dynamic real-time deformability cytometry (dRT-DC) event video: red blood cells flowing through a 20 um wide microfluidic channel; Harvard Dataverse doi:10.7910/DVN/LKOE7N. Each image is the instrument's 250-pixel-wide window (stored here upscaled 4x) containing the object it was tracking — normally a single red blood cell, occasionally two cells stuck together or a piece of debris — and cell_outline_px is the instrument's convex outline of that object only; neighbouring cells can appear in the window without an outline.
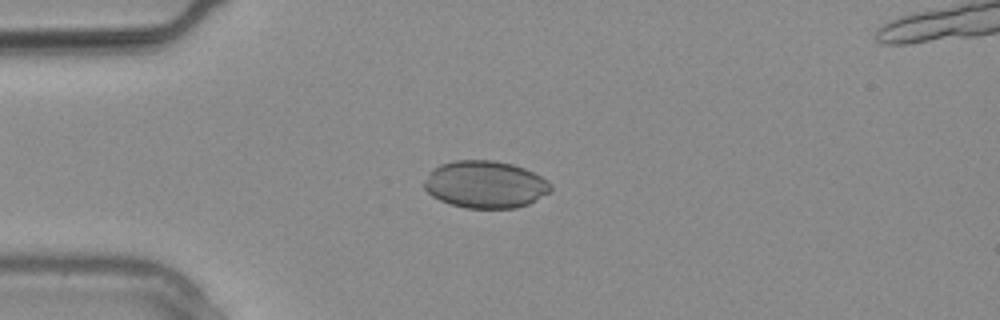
{"species": "common noctule bat (a hibernating species)", "species_latin": "Nyctalus noctula", "temperature_condition": "warm", "stored_images_in_passage": 12, "camera_frame_rate_fps": 3000, "um_per_image_px": 0.085, "animal": {"sex": "male", "body_mass_g": 20.4}, "frame": {"image": 1, "passage_image": 7, "time_ms": 2.0, "image_size_px": [1000, 320], "cell_outline_px": [[552, 192], [528, 204], [516, 208], [464, 208], [440, 200], [432, 196], [424, 188], [424, 180], [432, 168], [440, 164], [456, 160], [492, 160], [512, 164], [524, 168], [548, 180], [552, 184]], "centroid_in_image_um": [41.26, 15.68], "position_along_channel_um": 43.7, "area_um2": 35.03}}